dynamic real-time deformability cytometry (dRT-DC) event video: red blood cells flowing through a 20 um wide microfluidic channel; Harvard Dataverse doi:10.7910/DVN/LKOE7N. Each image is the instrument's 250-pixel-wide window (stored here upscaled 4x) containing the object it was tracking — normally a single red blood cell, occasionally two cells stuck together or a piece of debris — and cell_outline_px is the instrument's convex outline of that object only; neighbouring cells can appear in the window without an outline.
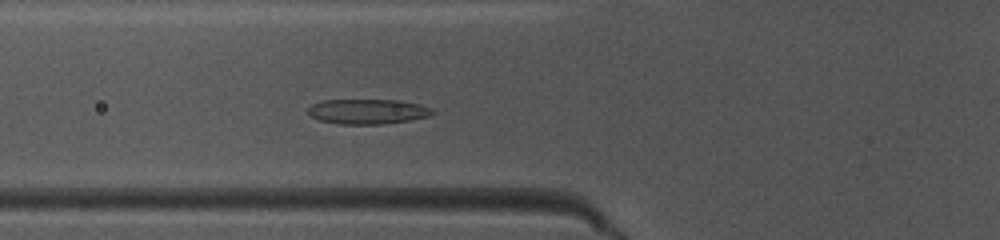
{"species": "common noctule bat (a hibernating species)", "species_latin": "Nyctalus noctula", "temperature_condition": "warm", "stored_images_in_passage": 37, "camera_frame_rate_fps": 3000, "um_per_image_px": 0.085, "animal": {"sex": "female", "body_mass_g": 10.0, "forearm_length_mm": 53.1}, "frame": {"image": 1, "passage_image": 6, "time_ms": 1.667, "image_size_px": [1000, 240], "cell_outline_px": [[436, 112], [428, 116], [412, 120], [380, 124], [340, 124], [320, 120], [308, 116], [308, 108], [312, 104], [324, 100], [400, 100], [420, 104], [432, 108]], "centroid_in_image_um": [31.26, 9.47], "position_along_channel_um": 94.5, "area_um2": 18.21}}
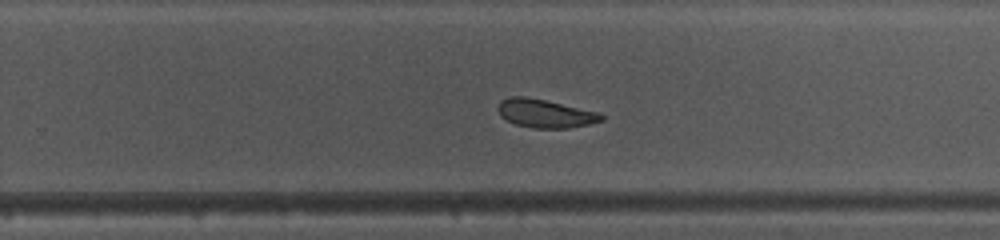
{"frame": {"image": 2, "passage_image": 20, "time_ms": 6.333, "image_size_px": [1000, 240], "cell_outline_px": [[604, 120], [592, 124], [568, 128], [532, 128], [516, 124], [500, 116], [496, 108], [500, 100], [508, 96], [524, 96], [544, 100], [600, 112], [604, 116]], "centroid_in_image_um": [46.34, 9.64], "position_along_channel_um": 283.5, "area_um2": 17.28}}
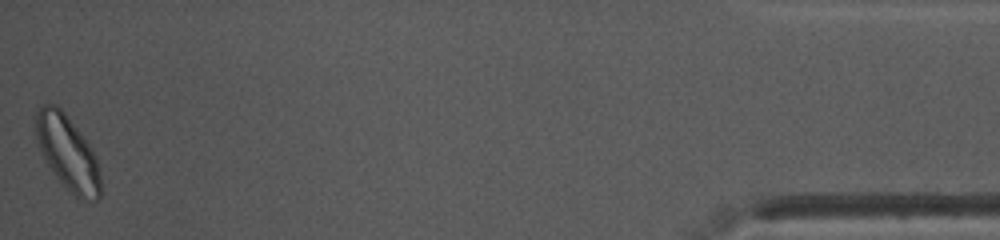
{"frame": {"image": 3, "passage_image": 37, "time_ms": 12.0, "image_size_px": [1000, 240], "cell_outline_px": [[100, 196], [96, 200], [84, 200], [76, 196], [56, 176], [48, 164], [36, 140], [36, 112], [44, 104], [56, 104], [64, 112], [88, 144], [96, 156], [100, 172]], "centroid_in_image_um": [5.75, 12.97], "position_along_channel_um": 429.4, "area_um2": 27.28}, "authors_computed_cell_mechanics": {"area_um2": 18.1492, "velocity_mm_per_s": 4.0392, "shape_relaxation_time_tau1_ms": 5.0214, "shape_relaxation_time_tau2_ms": null, "deformation_change_tau1": 0.1435, "deformation_change_tau2": null}}